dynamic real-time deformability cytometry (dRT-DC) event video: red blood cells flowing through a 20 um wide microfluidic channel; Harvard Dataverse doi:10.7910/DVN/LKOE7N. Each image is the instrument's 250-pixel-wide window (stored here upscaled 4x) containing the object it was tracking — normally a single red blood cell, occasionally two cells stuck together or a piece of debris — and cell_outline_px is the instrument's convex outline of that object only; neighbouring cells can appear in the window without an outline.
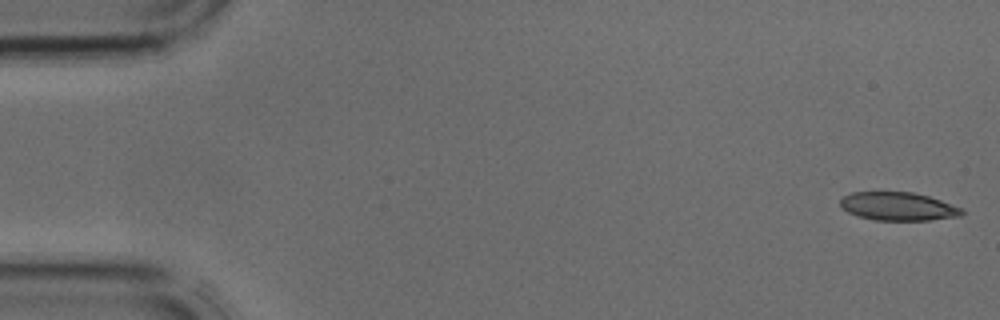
{"species": "common noctule bat (a hibernating species)", "species_latin": "Nyctalus noctula", "temperature_condition": "cold", "stored_images_in_passage": 5, "camera_frame_rate_fps": 3000, "um_per_image_px": 0.085, "animal": {"sex": "male", "body_mass_g": 17.9, "forearm_length_mm": 54.2}, "frame": {"image": 1, "passage_image": 1, "time_ms": 0.0, "image_size_px": [1000, 320], "cell_outline_px": [[964, 212], [960, 216], [928, 220], [876, 220], [856, 216], [840, 208], [840, 200], [844, 196], [852, 192], [912, 192], [928, 196], [964, 208]], "centroid_in_image_um": [76.33, 17.54], "position_along_channel_um": 8.7, "area_um2": 20.11}}
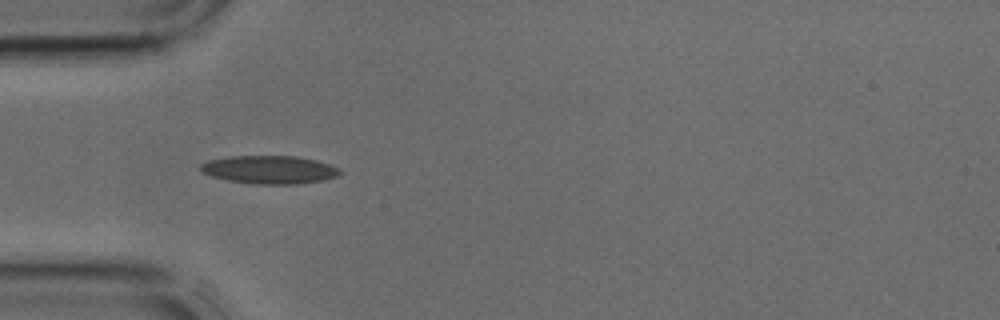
{"frame": {"image": 2, "passage_image": 4, "time_ms": 1.0, "image_size_px": [1000, 320], "cell_outline_px": [[344, 172], [336, 176], [324, 180], [296, 184], [256, 184], [228, 180], [212, 176], [204, 172], [200, 168], [200, 164], [208, 160], [232, 156], [296, 156], [316, 160], [340, 168]], "centroid_in_image_um": [22.94, 14.42], "position_along_channel_um": 62.1, "area_um2": 22.77}}